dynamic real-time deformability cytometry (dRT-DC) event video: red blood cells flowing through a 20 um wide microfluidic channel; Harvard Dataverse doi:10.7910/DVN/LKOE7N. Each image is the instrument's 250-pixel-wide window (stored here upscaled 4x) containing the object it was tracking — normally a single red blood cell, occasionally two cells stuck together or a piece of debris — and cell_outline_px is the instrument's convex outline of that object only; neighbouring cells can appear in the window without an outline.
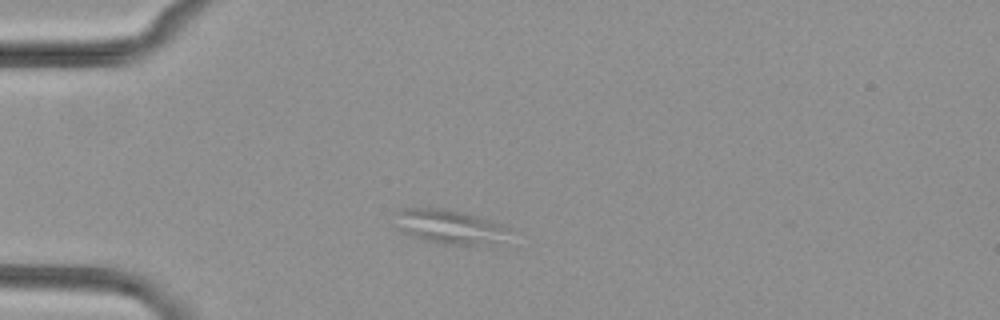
{"species": "common noctule bat (a hibernating species)", "species_latin": "Nyctalus noctula", "temperature_condition": "cold", "stored_images_in_passage": 3, "camera_frame_rate_fps": 3000, "um_per_image_px": 0.085, "animal": {"sex": "female", "body_mass_g": 29.2, "forearm_length_mm": 56.3}, "frame": {"image": 1, "passage_image": 1, "time_ms": 0.0, "image_size_px": [1000, 320], "cell_outline_px": [[512, 228], [508, 244], [444, 244], [420, 240], [396, 228], [396, 212], [400, 208], [444, 208], [464, 212], [508, 224]], "centroid_in_image_um": [38.37, 19.28], "position_along_channel_um": 46.6, "area_um2": 23.81}}
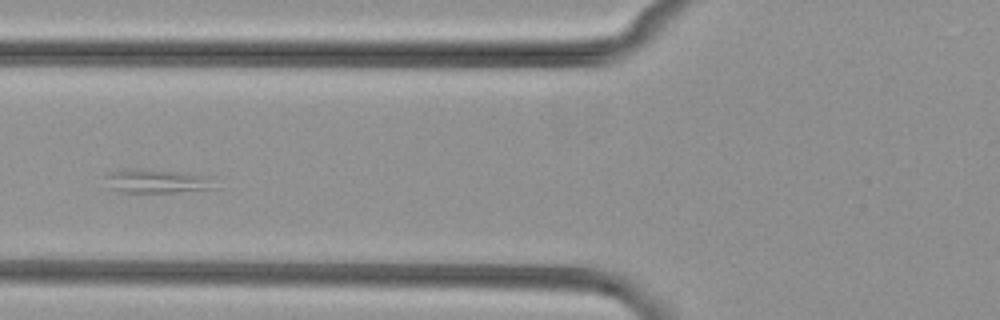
{"frame": {"image": 2, "passage_image": 3, "time_ms": 2.333, "image_size_px": [1000, 320], "cell_outline_px": [[220, 188], [176, 192], [120, 192], [108, 188], [104, 176], [108, 172], [128, 168], [144, 168], [184, 172], [212, 176]], "centroid_in_image_um": [13.38, 15.38], "position_along_channel_um": 112.4, "area_um2": 15.95}}